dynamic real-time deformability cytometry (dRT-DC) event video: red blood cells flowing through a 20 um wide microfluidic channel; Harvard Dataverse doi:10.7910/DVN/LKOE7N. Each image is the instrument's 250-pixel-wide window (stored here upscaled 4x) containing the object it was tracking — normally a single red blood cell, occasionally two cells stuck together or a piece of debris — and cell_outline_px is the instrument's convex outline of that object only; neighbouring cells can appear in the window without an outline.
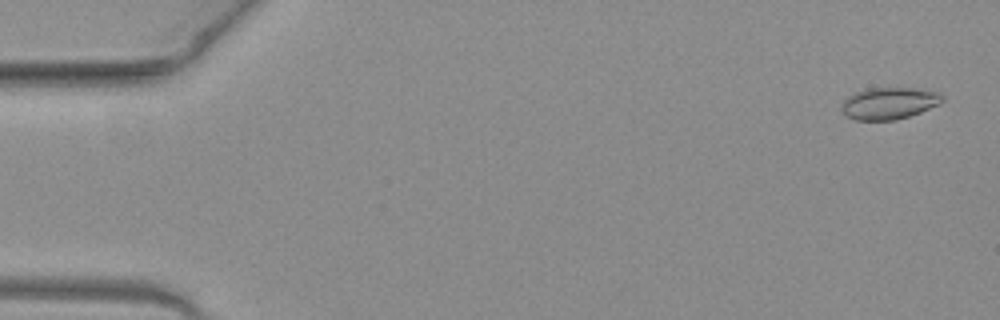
{"species": "common noctule bat (a hibernating species)", "species_latin": "Nyctalus noctula", "temperature_condition": "warm", "stored_images_in_passage": 42, "camera_frame_rate_fps": 3000, "um_per_image_px": 0.085, "animal": {"sex": "female", "body_mass_g": 19.3, "forearm_length_mm": 54.1}, "frame": {"image": 1, "passage_image": 2, "time_ms": 0.333, "image_size_px": [1000, 320], "cell_outline_px": [[944, 100], [940, 104], [920, 112], [896, 120], [856, 120], [844, 116], [840, 108], [840, 104], [848, 96], [856, 92], [868, 88], [920, 88], [940, 92], [944, 96]], "centroid_in_image_um": [75.57, 8.77], "position_along_channel_um": 9.4, "area_um2": 19.02}}
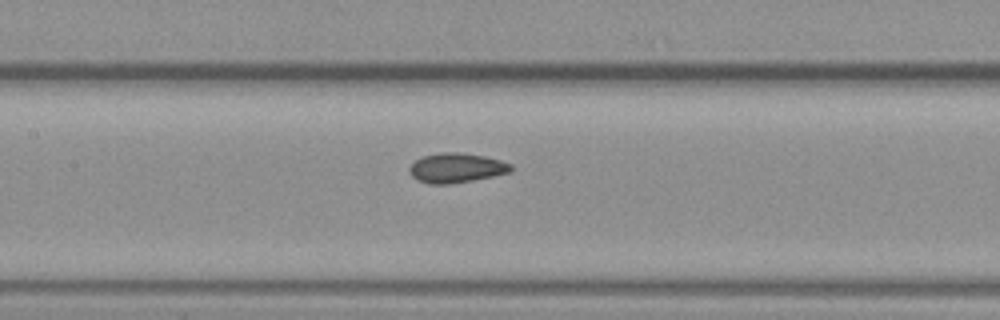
{"frame": {"image": 2, "passage_image": 24, "time_ms": 7.667, "image_size_px": [1000, 320], "cell_outline_px": [[512, 172], [472, 180], [448, 184], [428, 184], [416, 180], [408, 172], [408, 168], [416, 160], [424, 156], [444, 152], [456, 152], [484, 156], [500, 160], [512, 164]], "centroid_in_image_um": [38.78, 14.28], "position_along_channel_um": 168.6, "area_um2": 17.46}}
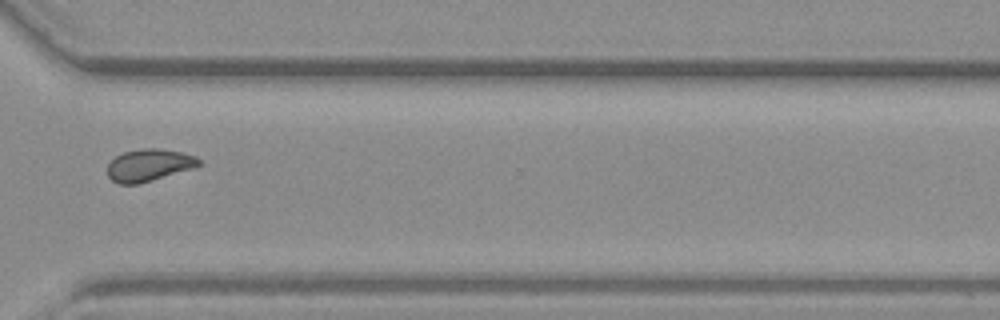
{"frame": {"image": 3, "passage_image": 38, "time_ms": 12.333, "image_size_px": [1000, 320], "cell_outline_px": [[200, 164], [192, 168], [152, 180], [136, 184], [120, 184], [112, 180], [108, 176], [108, 164], [116, 156], [124, 152], [144, 148], [156, 148], [180, 152], [196, 156], [200, 160]], "centroid_in_image_um": [12.64, 14.03], "position_along_channel_um": 358.0, "area_um2": 16.82}}